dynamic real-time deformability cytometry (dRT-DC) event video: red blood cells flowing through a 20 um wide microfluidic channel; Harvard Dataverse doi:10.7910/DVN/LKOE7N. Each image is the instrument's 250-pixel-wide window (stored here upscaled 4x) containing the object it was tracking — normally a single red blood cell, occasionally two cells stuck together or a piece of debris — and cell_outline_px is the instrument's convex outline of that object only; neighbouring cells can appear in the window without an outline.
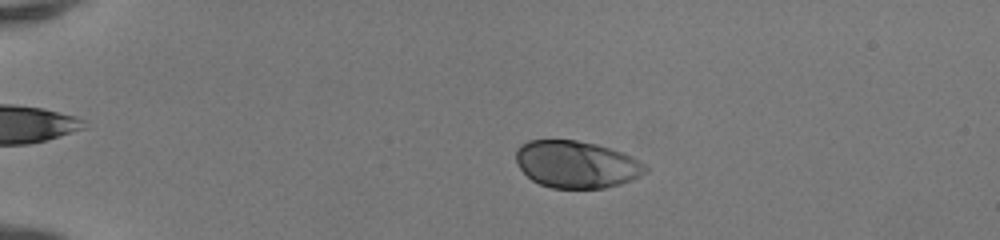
{"species": "human", "species_latin": "Homo sapiens", "temperature_condition": "room temperature", "stored_images_in_passage": 51, "camera_frame_rate_fps": 3000, "um_per_image_px": 0.085, "donor": {"sex": "female"}, "frame": {"image": 1, "passage_image": 12, "time_ms": 3.667, "image_size_px": [1000, 240], "cell_outline_px": [[648, 172], [632, 180], [620, 184], [604, 188], [552, 188], [540, 184], [532, 180], [520, 168], [516, 160], [516, 148], [520, 144], [528, 140], [576, 140], [596, 144], [612, 148], [632, 156], [644, 164], [648, 168]], "centroid_in_image_um": [49.01, 13.96], "position_along_channel_um": 36.0, "area_um2": 35.72}}
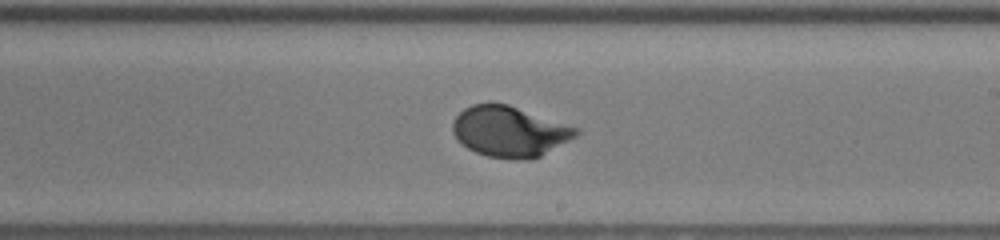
{"frame": {"image": 2, "passage_image": 32, "time_ms": 10.333, "image_size_px": [1000, 240], "cell_outline_px": [[580, 132], [576, 136], [540, 156], [520, 160], [512, 160], [488, 156], [476, 152], [460, 144], [452, 132], [452, 120], [464, 108], [472, 104], [508, 104], [580, 128]], "centroid_in_image_um": [43.29, 11.18], "position_along_channel_um": 245.7, "area_um2": 36.36}}
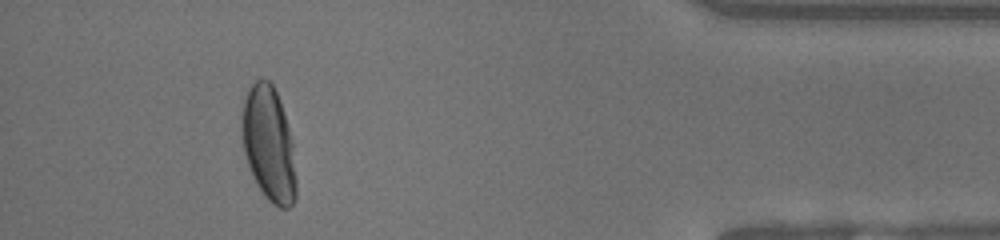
{"frame": {"image": 3, "passage_image": 47, "time_ms": 15.333, "image_size_px": [1000, 240], "cell_outline_px": [[296, 196], [292, 204], [288, 208], [280, 208], [272, 204], [264, 196], [256, 184], [248, 164], [244, 152], [240, 136], [240, 120], [244, 100], [248, 88], [260, 76], [268, 80], [272, 84], [280, 100], [292, 140], [296, 176]], "centroid_in_image_um": [22.82, 12.23], "position_along_channel_um": 412.4, "area_um2": 36.82}, "authors_computed_cell_mechanics": {"area_um2": 36.0094, "velocity_mm_per_s": 4.1663, "shape_relaxation_time_tau1_ms": 2.861, "shape_relaxation_time_tau2_ms": null, "deformation_change_tau1": 0.1594, "deformation_change_tau2": null}}